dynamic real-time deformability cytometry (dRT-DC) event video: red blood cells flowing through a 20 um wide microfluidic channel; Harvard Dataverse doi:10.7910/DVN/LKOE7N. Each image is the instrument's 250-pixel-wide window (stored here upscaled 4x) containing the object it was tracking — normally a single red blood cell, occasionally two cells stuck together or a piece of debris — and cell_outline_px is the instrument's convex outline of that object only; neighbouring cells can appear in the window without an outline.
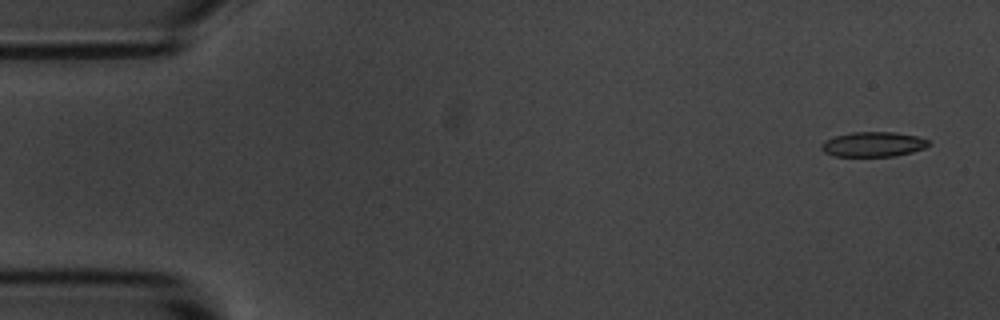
{"species": "common noctule bat (a hibernating species)", "species_latin": "Nyctalus noctula", "temperature_condition": "room temperature", "stored_images_in_passage": 4, "camera_frame_rate_fps": 3000, "um_per_image_px": 0.085, "animal": {"sex": "male", "body_mass_g": 20.1, "forearm_length_mm": 53.5}, "frame": {"image": 1, "passage_image": 1, "time_ms": 0.0, "image_size_px": [1000, 320], "cell_outline_px": [[932, 144], [924, 148], [912, 152], [892, 156], [832, 156], [824, 152], [820, 148], [820, 144], [824, 140], [836, 136], [852, 132], [896, 132], [920, 136], [928, 140]], "centroid_in_image_um": [74.23, 12.26], "position_along_channel_um": 10.8, "area_um2": 15.72}}
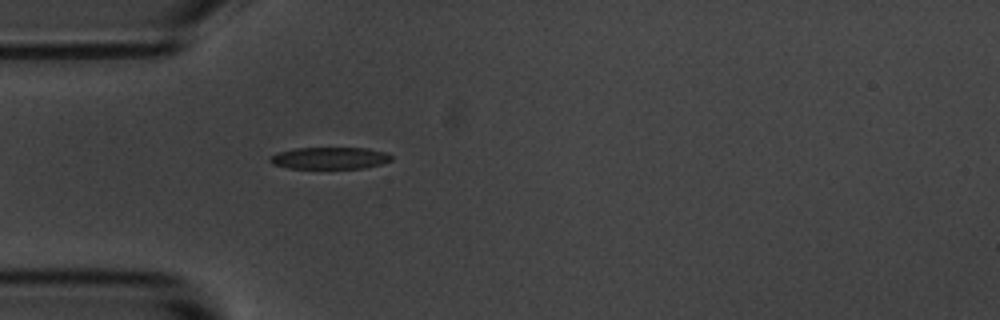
{"frame": {"image": 2, "passage_image": 4, "time_ms": 4.333, "image_size_px": [1000, 320], "cell_outline_px": [[392, 160], [380, 164], [364, 168], [288, 168], [272, 164], [268, 160], [268, 156], [276, 152], [296, 148], [368, 148], [388, 152], [392, 156]], "centroid_in_image_um": [28.0, 13.43], "position_along_channel_um": 57.0, "area_um2": 15.66}}